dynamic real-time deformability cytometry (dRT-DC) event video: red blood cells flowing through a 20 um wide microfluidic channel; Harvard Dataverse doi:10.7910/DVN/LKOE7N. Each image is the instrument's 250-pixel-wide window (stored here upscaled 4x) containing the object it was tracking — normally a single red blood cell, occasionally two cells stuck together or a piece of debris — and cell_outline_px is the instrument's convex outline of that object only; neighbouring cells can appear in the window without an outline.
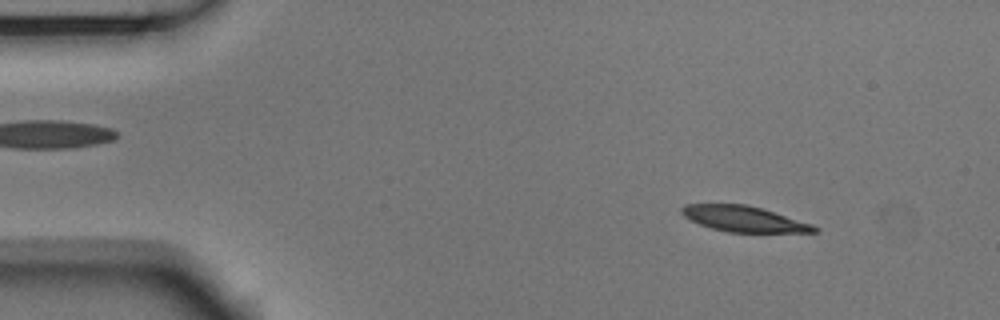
{"species": "Egyptian fruit bat (a non-hibernating species)", "species_latin": "Rousettus aegyptiacus", "temperature_condition": "room temperature", "stored_images_in_passage": 9, "camera_frame_rate_fps": 3000, "um_per_image_px": 0.085, "animal": {"sex": "male"}, "frame": {"image": 1, "passage_image": 6, "time_ms": 1.667, "image_size_px": [1000, 320], "cell_outline_px": [[820, 228], [816, 232], [728, 232], [712, 228], [700, 224], [684, 216], [680, 212], [680, 208], [684, 204], [748, 204], [812, 224]], "centroid_in_image_um": [63.21, 18.6], "position_along_channel_um": 21.8, "area_um2": 19.65}}